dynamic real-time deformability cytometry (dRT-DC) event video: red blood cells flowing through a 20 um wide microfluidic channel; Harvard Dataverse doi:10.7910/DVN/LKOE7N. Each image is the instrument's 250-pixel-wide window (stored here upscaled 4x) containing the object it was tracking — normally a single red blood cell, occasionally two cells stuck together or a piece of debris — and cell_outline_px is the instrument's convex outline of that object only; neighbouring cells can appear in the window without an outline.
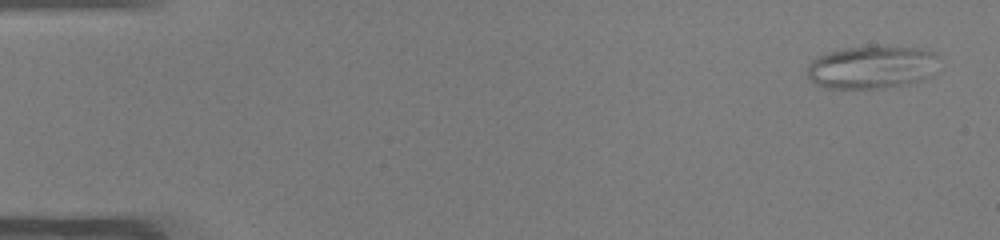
{"species": "common noctule bat (a hibernating species)", "species_latin": "Nyctalus noctula", "temperature_condition": "warm", "stored_images_in_passage": 48, "camera_frame_rate_fps": 3000, "um_per_image_px": 0.085, "animal": {"sex": "male", "body_mass_g": 19.0, "forearm_length_mm": 50.8}, "frame": {"image": 1, "passage_image": 1, "time_ms": 0.0, "image_size_px": [1000, 240], "cell_outline_px": [[940, 72], [924, 80], [908, 84], [884, 88], [824, 88], [816, 84], [808, 76], [808, 64], [816, 56], [828, 52], [844, 48], [872, 44], [876, 44], [920, 48], [936, 52], [940, 56]], "centroid_in_image_um": [74.23, 5.68], "position_along_channel_um": 10.8, "area_um2": 34.45}}
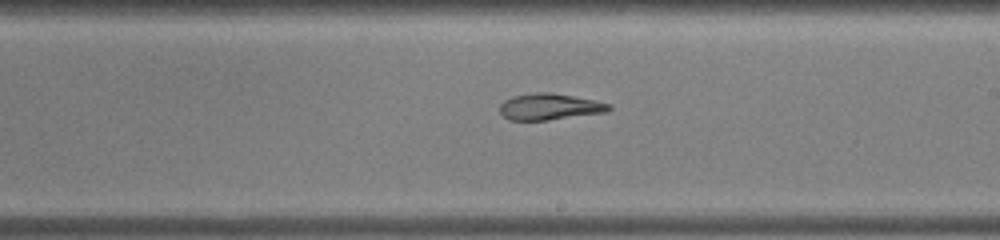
{"frame": {"image": 2, "passage_image": 28, "time_ms": 9.0, "image_size_px": [1000, 240], "cell_outline_px": [[612, 108], [608, 112], [548, 120], [508, 120], [500, 112], [500, 104], [504, 100], [512, 96], [536, 92], [552, 92], [596, 100], [612, 104]], "centroid_in_image_um": [46.75, 9.06], "position_along_channel_um": 242.3, "area_um2": 16.99}}
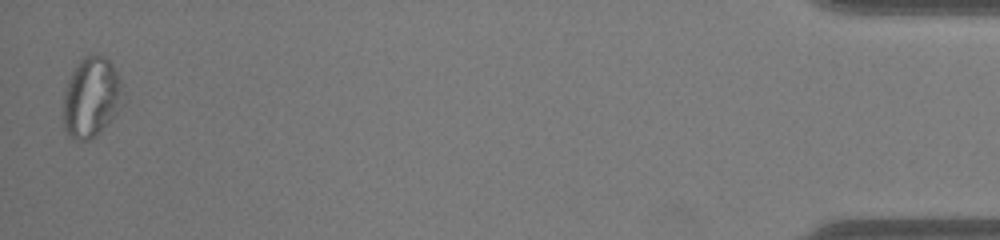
{"frame": {"image": 3, "passage_image": 48, "time_ms": 15.667, "image_size_px": [1000, 240], "cell_outline_px": [[124, 104], [100, 132], [96, 136], [88, 140], [76, 140], [68, 136], [64, 128], [64, 88], [72, 72], [80, 60], [84, 56], [92, 52], [104, 56], [112, 64], [120, 76], [124, 92]], "centroid_in_image_um": [7.79, 8.25], "position_along_channel_um": 427.4, "area_um2": 28.38}, "authors_computed_cell_mechanics": {"area_um2": 22.2819, "velocity_mm_per_s": 4.0581, "shape_relaxation_time_tau1_ms": null, "shape_relaxation_time_tau2_ms": 3.068, "deformation_change_tau1": null, "deformation_change_tau2": 0.092}}